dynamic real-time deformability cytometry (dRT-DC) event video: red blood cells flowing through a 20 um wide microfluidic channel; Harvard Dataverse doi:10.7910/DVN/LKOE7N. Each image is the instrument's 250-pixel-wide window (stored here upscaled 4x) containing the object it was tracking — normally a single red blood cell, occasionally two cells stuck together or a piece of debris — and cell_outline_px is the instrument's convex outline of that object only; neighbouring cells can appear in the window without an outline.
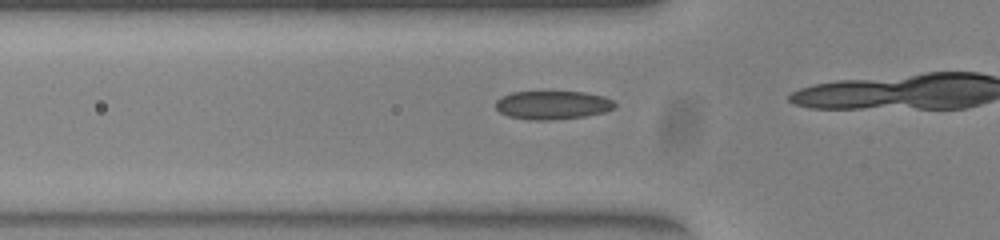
{"species": "common noctule bat (a hibernating species)", "species_latin": "Nyctalus noctula", "temperature_condition": "warm", "stored_images_in_passage": 16, "camera_frame_rate_fps": 3000, "um_per_image_px": 0.085, "animal": {"sex": "female", "body_mass_g": 23.0, "forearm_length_mm": 53.4}, "frame": {"image": 1, "passage_image": 14, "time_ms": 4.333, "image_size_px": [1000, 240], "cell_outline_px": [[616, 108], [604, 112], [584, 116], [552, 120], [532, 120], [508, 116], [500, 112], [496, 108], [496, 100], [512, 92], [584, 92], [604, 96], [612, 100], [616, 104]], "centroid_in_image_um": [46.99, 8.93], "position_along_channel_um": 78.8, "area_um2": 19.71}}